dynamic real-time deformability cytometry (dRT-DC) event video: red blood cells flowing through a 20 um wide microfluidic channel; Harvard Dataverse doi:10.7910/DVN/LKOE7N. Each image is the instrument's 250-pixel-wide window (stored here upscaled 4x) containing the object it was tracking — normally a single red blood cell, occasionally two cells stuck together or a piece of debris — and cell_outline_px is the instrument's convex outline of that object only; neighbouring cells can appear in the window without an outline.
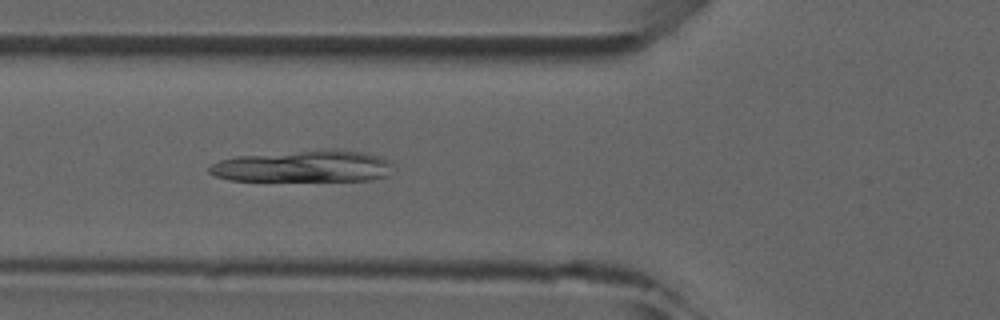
{"species": "common noctule bat (a hibernating species)", "species_latin": "Nyctalus noctula", "temperature_condition": "room temperature", "stored_images_in_passage": 4, "camera_frame_rate_fps": 3000, "um_per_image_px": 0.085, "animal": {"sex": "male", "forearm_length_mm": 52.5}, "frame": {"image": 1, "passage_image": 4, "time_ms": 3.333, "image_size_px": [1000, 320], "cell_outline_px": [[392, 164], [388, 176], [368, 180], [228, 180], [216, 176], [208, 172], [208, 168], [212, 164], [220, 160], [236, 156], [332, 148], [336, 148], [364, 152], [380, 156], [388, 160]], "centroid_in_image_um": [25.81, 14.12], "position_along_channel_um": 100.0, "area_um2": 34.1}}